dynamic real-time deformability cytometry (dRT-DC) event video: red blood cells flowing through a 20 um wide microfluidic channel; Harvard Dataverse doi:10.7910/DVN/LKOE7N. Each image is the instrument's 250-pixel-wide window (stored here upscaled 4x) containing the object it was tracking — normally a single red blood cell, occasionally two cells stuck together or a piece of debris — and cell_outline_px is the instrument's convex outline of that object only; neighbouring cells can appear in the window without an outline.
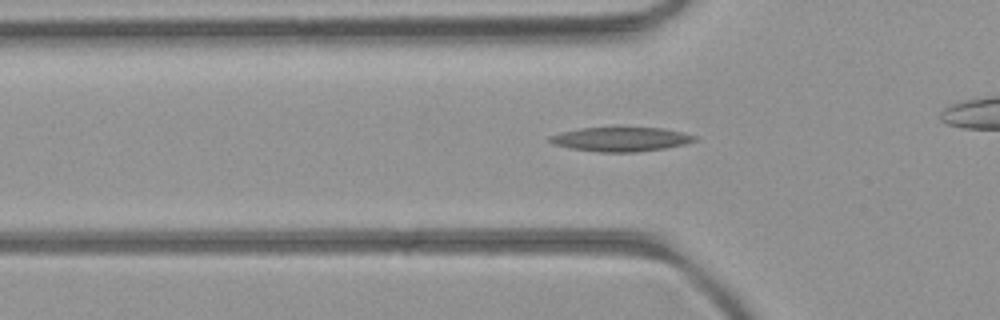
{"species": "common noctule bat (a hibernating species)", "species_latin": "Nyctalus noctula", "temperature_condition": "room temperature", "stored_images_in_passage": 36, "camera_frame_rate_fps": 3000, "um_per_image_px": 0.085, "animal": {"sex": "female", "body_mass_g": 21.9}, "frame": {"image": 1, "passage_image": 12, "time_ms": 3.667, "image_size_px": [1000, 320], "cell_outline_px": [[700, 136], [696, 140], [684, 144], [664, 148], [636, 152], [600, 152], [572, 148], [552, 144], [548, 140], [548, 136], [560, 132], [580, 128], [664, 128], [684, 132]], "centroid_in_image_um": [52.79, 11.83], "position_along_channel_um": 73.0, "area_um2": 20.46}}
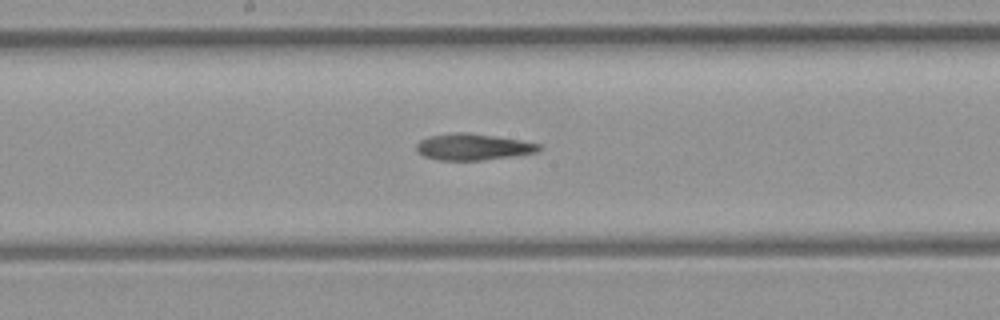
{"frame": {"image": 2, "passage_image": 22, "time_ms": 7.0, "image_size_px": [1000, 320], "cell_outline_px": [[544, 148], [536, 152], [512, 156], [480, 160], [440, 160], [424, 156], [416, 148], [416, 144], [420, 140], [428, 136], [456, 132], [468, 132], [496, 136], [520, 140], [540, 144]], "centroid_in_image_um": [40.22, 12.47], "position_along_channel_um": 208.0, "area_um2": 18.79}}
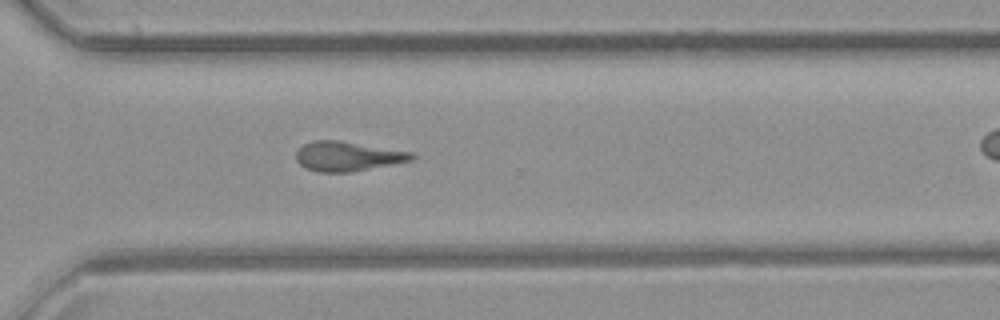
{"frame": {"image": 3, "passage_image": 32, "time_ms": 10.333, "image_size_px": [1000, 320], "cell_outline_px": [[416, 156], [412, 160], [392, 164], [348, 172], [320, 172], [304, 168], [296, 160], [296, 152], [304, 144], [312, 140], [340, 140], [412, 152]], "centroid_in_image_um": [29.52, 13.27], "position_along_channel_um": 341.1, "area_um2": 19.83}}